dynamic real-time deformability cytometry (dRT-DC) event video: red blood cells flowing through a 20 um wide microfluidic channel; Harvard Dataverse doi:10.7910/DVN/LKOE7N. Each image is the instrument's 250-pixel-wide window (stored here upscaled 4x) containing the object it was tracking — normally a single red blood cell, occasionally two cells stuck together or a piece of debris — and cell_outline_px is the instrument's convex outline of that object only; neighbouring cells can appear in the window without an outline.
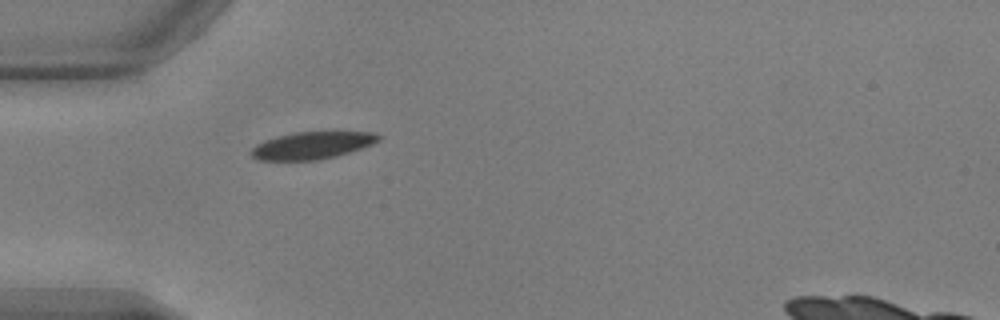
{"species": "common noctule bat (a hibernating species)", "species_latin": "Nyctalus noctula", "temperature_condition": "warm", "stored_images_in_passage": 5, "camera_frame_rate_fps": 3000, "um_per_image_px": 0.085, "animal": {"sex": "male", "body_mass_g": 17.9, "forearm_length_mm": 54.2}, "frame": {"image": 1, "passage_image": 1, "time_ms": 0.0, "image_size_px": [1000, 320], "cell_outline_px": [[380, 140], [372, 144], [336, 156], [320, 160], [256, 160], [248, 152], [256, 144], [264, 140], [276, 136], [296, 132], [376, 132], [380, 136]], "centroid_in_image_um": [26.48, 12.36], "position_along_channel_um": 58.5, "area_um2": 20.23}}
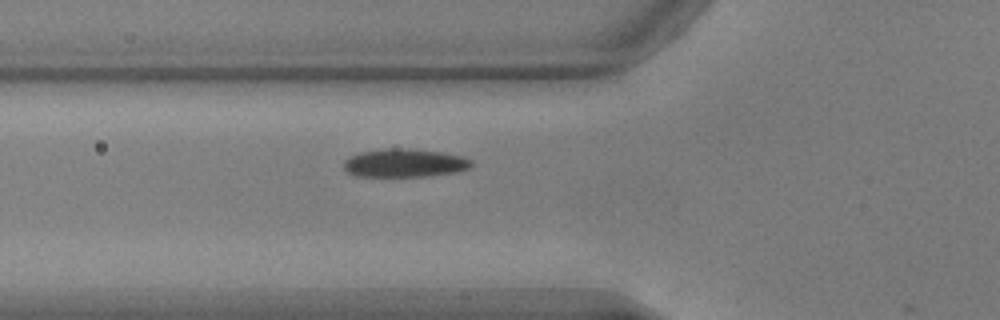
{"frame": {"image": 2, "passage_image": 4, "time_ms": 1.0, "image_size_px": [1000, 320], "cell_outline_px": [[472, 164], [468, 168], [456, 172], [424, 176], [356, 176], [348, 172], [344, 168], [344, 160], [360, 152], [388, 148], [400, 148], [440, 152], [464, 156], [472, 160]], "centroid_in_image_um": [34.39, 13.85], "position_along_channel_um": 91.4, "area_um2": 20.81}}